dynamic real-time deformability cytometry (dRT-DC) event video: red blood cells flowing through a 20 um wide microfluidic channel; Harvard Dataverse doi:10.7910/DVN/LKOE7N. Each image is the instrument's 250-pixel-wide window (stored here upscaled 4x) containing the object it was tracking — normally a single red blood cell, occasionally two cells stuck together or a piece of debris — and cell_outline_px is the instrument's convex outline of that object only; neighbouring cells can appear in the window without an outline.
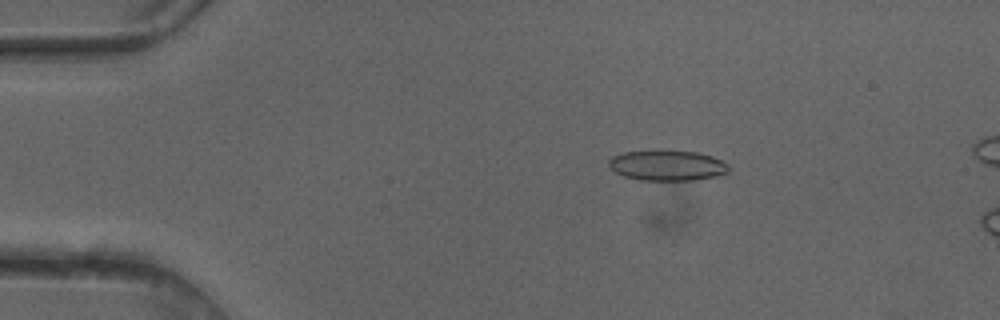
{"species": "common noctule bat (a hibernating species)", "species_latin": "Nyctalus noctula", "temperature_condition": "cold", "stored_images_in_passage": 15, "camera_frame_rate_fps": 3000, "um_per_image_px": 0.085, "animal": {"sex": "female"}, "frame": {"image": 1, "passage_image": 9, "time_ms": 2.667, "image_size_px": [1000, 320], "cell_outline_px": [[728, 172], [696, 180], [640, 180], [624, 176], [616, 172], [608, 164], [608, 160], [612, 156], [624, 152], [696, 152], [712, 156], [728, 164]], "centroid_in_image_um": [56.7, 14.08], "position_along_channel_um": 28.3, "area_um2": 20.58}}